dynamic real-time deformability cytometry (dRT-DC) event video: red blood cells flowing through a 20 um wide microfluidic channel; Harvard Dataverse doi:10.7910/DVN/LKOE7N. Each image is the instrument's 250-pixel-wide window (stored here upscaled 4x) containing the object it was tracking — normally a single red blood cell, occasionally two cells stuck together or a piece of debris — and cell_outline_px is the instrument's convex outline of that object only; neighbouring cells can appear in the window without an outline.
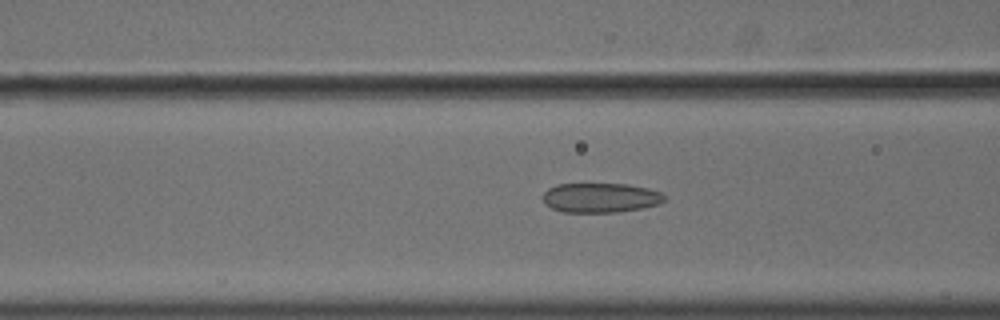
{"species": "common noctule bat (a hibernating species)", "species_latin": "Nyctalus noctula", "temperature_condition": "cold", "stored_images_in_passage": 56, "camera_frame_rate_fps": 3000, "um_per_image_px": 0.085, "animal": {"sex": "male", "body_mass_g": 18.8}, "frame": {"image": 1, "passage_image": 23, "time_ms": 7.333, "image_size_px": [1000, 320], "cell_outline_px": [[664, 200], [660, 204], [644, 208], [616, 212], [564, 212], [552, 208], [544, 204], [540, 196], [548, 188], [556, 184], [628, 184], [648, 188], [660, 192], [664, 196]], "centroid_in_image_um": [51.0, 16.81], "position_along_channel_um": 115.6, "area_um2": 21.15}}
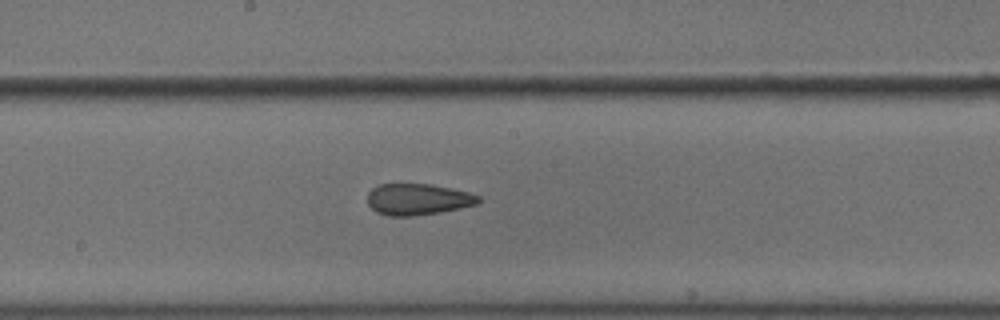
{"frame": {"image": 2, "passage_image": 31, "time_ms": 10.0, "image_size_px": [1000, 320], "cell_outline_px": [[480, 200], [476, 204], [440, 212], [412, 216], [388, 216], [376, 212], [368, 204], [368, 192], [372, 188], [380, 184], [428, 184], [452, 188], [468, 192], [480, 196]], "centroid_in_image_um": [35.49, 16.94], "position_along_channel_um": 212.7, "area_um2": 20.17}}
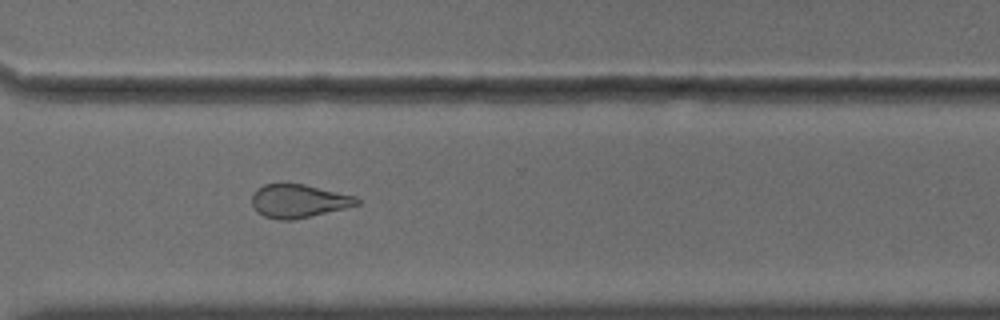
{"frame": {"image": 3, "passage_image": 42, "time_ms": 13.667, "image_size_px": [1000, 320], "cell_outline_px": [[360, 204], [344, 208], [292, 220], [276, 220], [264, 216], [256, 212], [252, 204], [252, 196], [256, 188], [264, 184], [304, 184], [356, 196], [360, 200]], "centroid_in_image_um": [25.35, 17.09], "position_along_channel_um": 345.3, "area_um2": 20.35}, "authors_computed_cell_mechanics": {"area_um2": 22.9177, "velocity_mm_per_s": 3.6274, "shape_relaxation_time_tau1_ms": null, "shape_relaxation_time_tau2_ms": 3.1038, "deformation_change_tau1": null, "deformation_change_tau2": 0.1151}}